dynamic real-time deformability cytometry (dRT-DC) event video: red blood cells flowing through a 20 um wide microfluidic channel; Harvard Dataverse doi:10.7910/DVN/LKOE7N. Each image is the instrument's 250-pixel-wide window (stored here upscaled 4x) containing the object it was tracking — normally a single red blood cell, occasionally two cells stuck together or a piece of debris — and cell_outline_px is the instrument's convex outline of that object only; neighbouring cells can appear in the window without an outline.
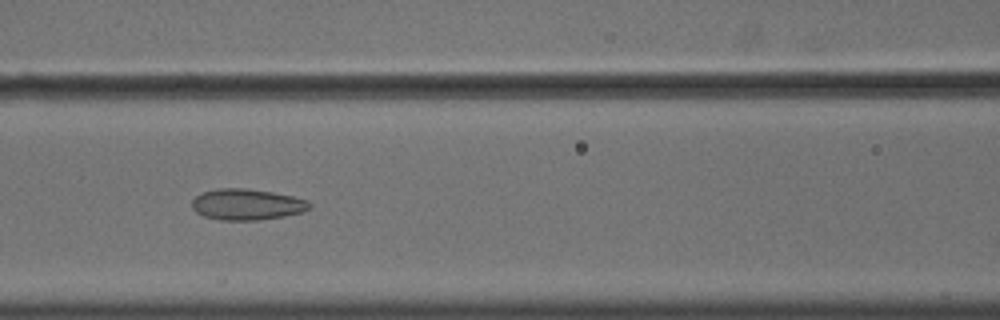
{"species": "common noctule bat (a hibernating species)", "species_latin": "Nyctalus noctula", "temperature_condition": "cold", "stored_images_in_passage": 48, "camera_frame_rate_fps": 3000, "um_per_image_px": 0.085, "animal": {"sex": "male", "body_mass_g": 18.8}, "frame": {"image": 1, "passage_image": 17, "time_ms": 5.333, "image_size_px": [1000, 320], "cell_outline_px": [[312, 208], [304, 212], [284, 216], [260, 220], [220, 220], [204, 216], [196, 212], [192, 208], [192, 200], [196, 196], [204, 192], [216, 188], [248, 188], [272, 192], [292, 196], [308, 200], [312, 204]], "centroid_in_image_um": [21.02, 17.38], "position_along_channel_um": 145.6, "area_um2": 21.5}}
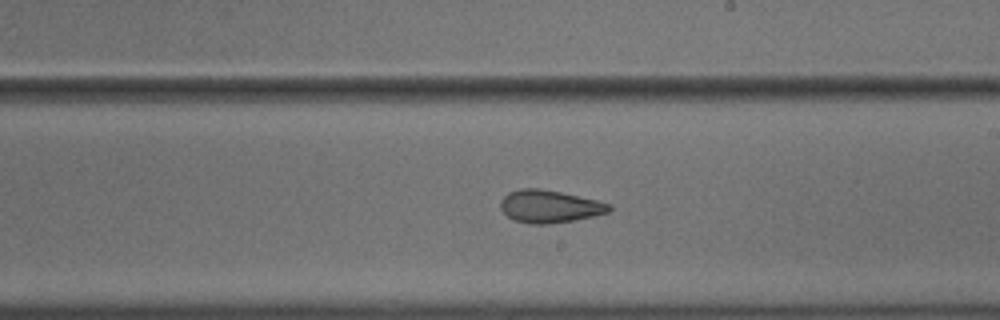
{"frame": {"image": 2, "passage_image": 25, "time_ms": 8.0, "image_size_px": [1000, 320], "cell_outline_px": [[612, 208], [608, 212], [592, 216], [572, 220], [548, 224], [528, 224], [512, 220], [500, 208], [500, 200], [508, 192], [520, 188], [540, 188], [560, 192], [596, 200], [612, 204]], "centroid_in_image_um": [46.67, 17.54], "position_along_channel_um": 242.3, "area_um2": 20.63}}
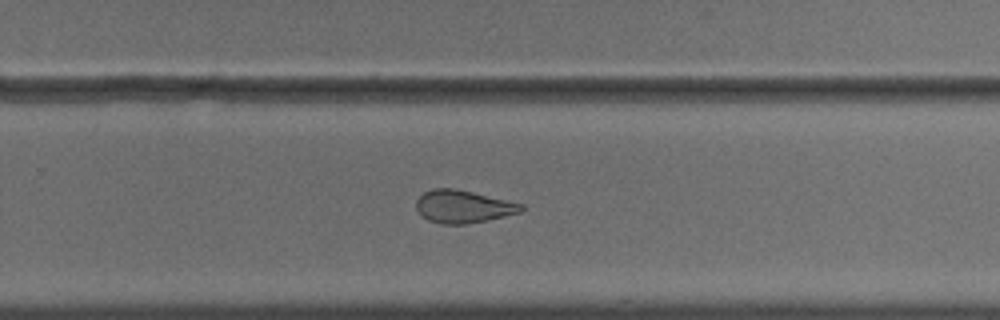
{"frame": {"image": 3, "passage_image": 29, "time_ms": 9.333, "image_size_px": [1000, 320], "cell_outline_px": [[524, 212], [488, 220], [468, 224], [440, 224], [428, 220], [416, 208], [416, 200], [424, 192], [432, 188], [456, 188], [524, 204]], "centroid_in_image_um": [39.4, 17.56], "position_along_channel_um": 290.4, "area_um2": 20.17}, "authors_computed_cell_mechanics": {"area_um2": 23.409, "velocity_mm_per_s": 3.6279, "shape_relaxation_time_tau1_ms": null, "shape_relaxation_time_tau2_ms": 1.8538, "deformation_change_tau1": null, "deformation_change_tau2": 0.0881}}